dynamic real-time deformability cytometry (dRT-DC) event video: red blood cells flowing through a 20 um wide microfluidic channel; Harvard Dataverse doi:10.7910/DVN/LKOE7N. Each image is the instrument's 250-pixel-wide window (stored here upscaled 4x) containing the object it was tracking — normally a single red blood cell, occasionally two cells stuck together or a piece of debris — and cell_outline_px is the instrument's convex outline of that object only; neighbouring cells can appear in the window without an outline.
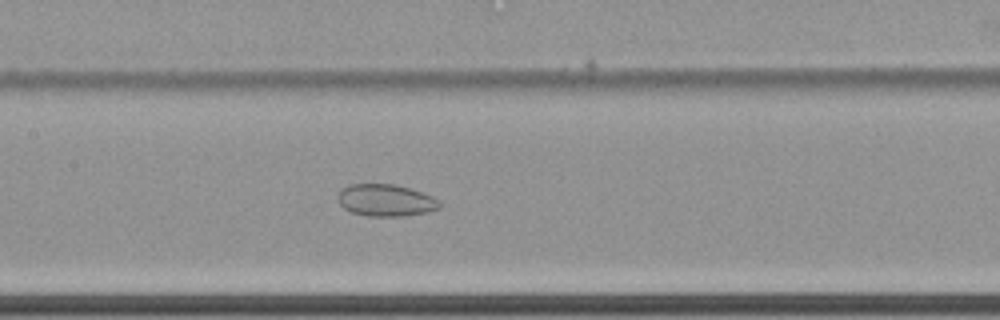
{"species": "common noctule bat (a hibernating species)", "species_latin": "Nyctalus noctula", "temperature_condition": "cold", "stored_images_in_passage": 65, "camera_frame_rate_fps": 3000, "um_per_image_px": 0.085, "animal": {"sex": "female", "body_mass_g": 22.7, "forearm_length_mm": 54.2}, "frame": {"image": 1, "passage_image": 35, "time_ms": 11.333, "image_size_px": [1000, 320], "cell_outline_px": [[440, 208], [428, 212], [400, 216], [364, 216], [352, 212], [344, 208], [340, 204], [340, 192], [348, 184], [392, 184], [408, 188], [432, 196], [440, 204]], "centroid_in_image_um": [32.79, 17.03], "position_along_channel_um": 174.6, "area_um2": 18.61}}
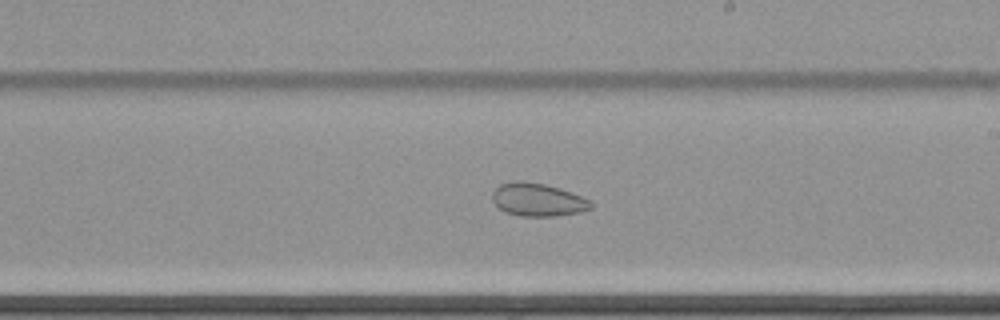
{"frame": {"image": 2, "passage_image": 41, "time_ms": 13.333, "image_size_px": [1000, 320], "cell_outline_px": [[592, 208], [580, 212], [556, 216], [520, 216], [504, 212], [492, 200], [492, 192], [500, 184], [516, 180], [520, 180], [544, 184], [560, 188], [580, 196], [588, 200], [592, 204]], "centroid_in_image_um": [45.68, 16.98], "position_along_channel_um": 243.3, "area_um2": 18.9}}
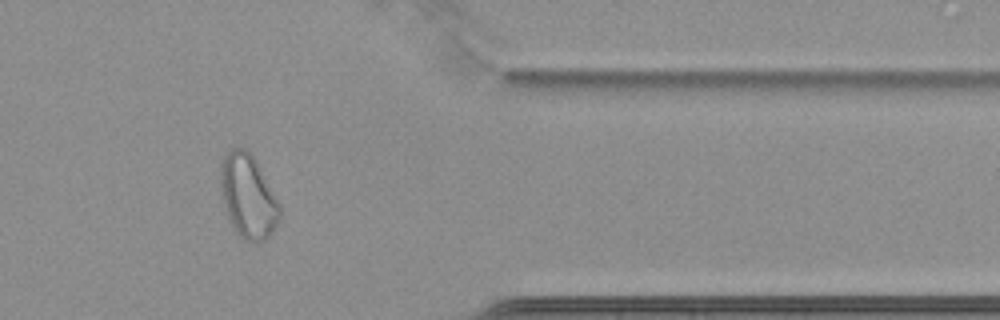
{"frame": {"image": 3, "passage_image": 55, "time_ms": 18.0, "image_size_px": [1000, 320], "cell_outline_px": [[280, 220], [272, 232], [264, 240], [256, 244], [240, 236], [236, 232], [228, 220], [220, 196], [220, 164], [224, 156], [232, 148], [244, 148], [256, 160], [280, 204]], "centroid_in_image_um": [21.06, 16.71], "position_along_channel_um": 390.3, "area_um2": 29.13}, "authors_computed_cell_mechanics": {"area_um2": 29.1312, "velocity_mm_per_s": 3.4393, "shape_relaxation_time_tau1_ms": null, "shape_relaxation_time_tau2_ms": 3.7749, "deformation_change_tau1": null, "deformation_change_tau2": 0.0606}}